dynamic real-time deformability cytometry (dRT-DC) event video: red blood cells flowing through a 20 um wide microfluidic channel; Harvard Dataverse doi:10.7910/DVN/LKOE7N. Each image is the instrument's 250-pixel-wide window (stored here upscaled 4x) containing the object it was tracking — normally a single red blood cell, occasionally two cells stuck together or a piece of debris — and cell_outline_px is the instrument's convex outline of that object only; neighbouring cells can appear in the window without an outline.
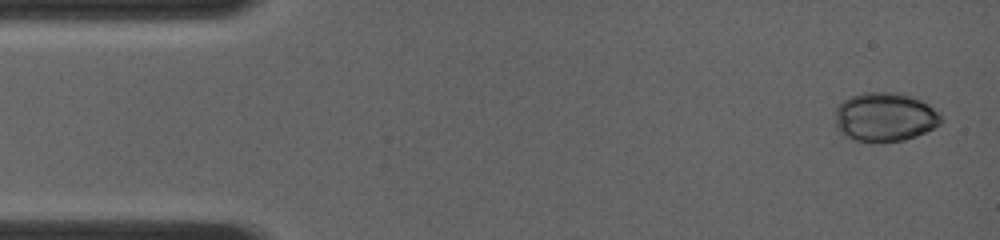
{"species": "common noctule bat (a hibernating species)", "species_latin": "Nyctalus noctula", "temperature_condition": "room temperature", "stored_images_in_passage": 18, "camera_frame_rate_fps": 4000, "um_per_image_px": 0.085, "animal": {"sex": "female", "body_mass_g": 19.0, "forearm_length_mm": 56.7}, "frame": {"image": 1, "passage_image": 1, "time_ms": 0.0, "image_size_px": [1000, 240], "cell_outline_px": [[940, 124], [916, 136], [904, 140], [856, 140], [844, 136], [836, 128], [836, 108], [844, 100], [852, 96], [864, 92], [904, 92], [916, 96], [928, 104], [940, 116]], "centroid_in_image_um": [75.21, 9.9], "position_along_channel_um": 9.8, "area_um2": 29.88}}
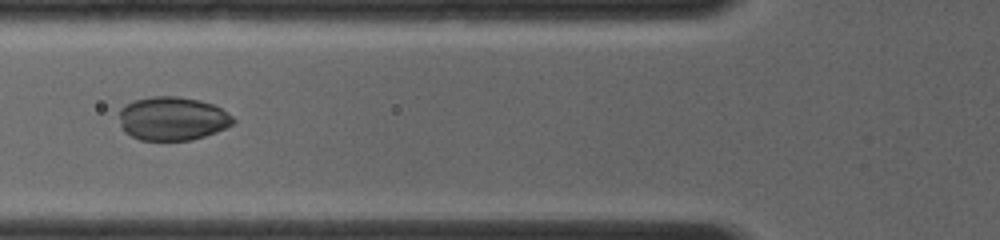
{"frame": {"image": 2, "passage_image": 12, "time_ms": 4.75, "image_size_px": [1000, 240], "cell_outline_px": [[236, 120], [232, 124], [216, 132], [192, 140], [140, 140], [124, 132], [120, 124], [120, 108], [124, 104], [136, 100], [152, 96], [180, 96], [200, 100], [212, 104], [220, 108], [232, 116]], "centroid_in_image_um": [14.64, 10.07], "position_along_channel_um": 111.2, "area_um2": 29.02}}
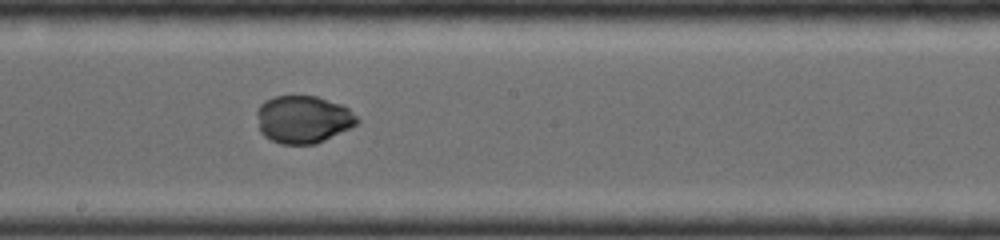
{"frame": {"image": 3, "passage_image": 18, "time_ms": 7.25, "image_size_px": [1000, 240], "cell_outline_px": [[360, 120], [352, 128], [316, 144], [280, 144], [264, 136], [260, 132], [256, 112], [260, 104], [264, 100], [272, 96], [316, 96], [340, 104], [348, 108]], "centroid_in_image_um": [25.76, 10.15], "position_along_channel_um": 222.4, "area_um2": 27.98}}